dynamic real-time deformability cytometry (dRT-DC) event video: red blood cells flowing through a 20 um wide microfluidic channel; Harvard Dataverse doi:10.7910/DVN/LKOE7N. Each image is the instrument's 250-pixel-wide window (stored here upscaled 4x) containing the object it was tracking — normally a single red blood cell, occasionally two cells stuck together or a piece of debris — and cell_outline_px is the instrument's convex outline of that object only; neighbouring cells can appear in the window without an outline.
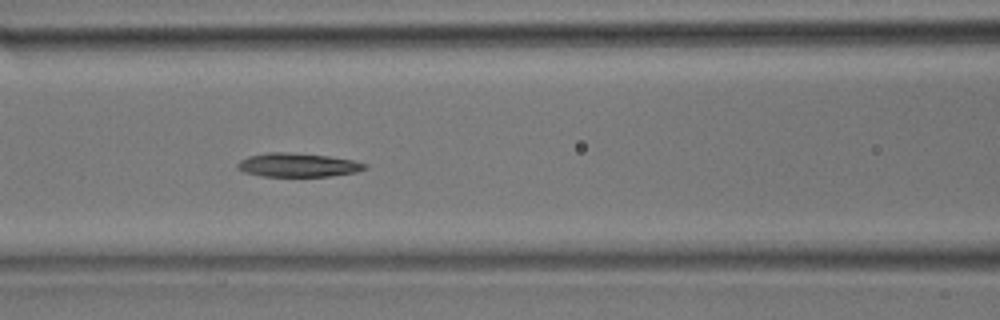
{"species": "common noctule bat (a hibernating species)", "species_latin": "Nyctalus noctula", "temperature_condition": "room temperature", "stored_images_in_passage": 30, "camera_frame_rate_fps": 3000, "um_per_image_px": 0.085, "animal": {"sex": "male", "body_mass_g": 17.9}, "frame": {"image": 1, "passage_image": 9, "time_ms": 2.667, "image_size_px": [1000, 320], "cell_outline_px": [[368, 168], [356, 172], [328, 176], [264, 176], [244, 172], [236, 168], [236, 164], [240, 160], [248, 156], [268, 152], [284, 152], [328, 156], [352, 160], [368, 164]], "centroid_in_image_um": [25.3, 14.02], "position_along_channel_um": 141.3, "area_um2": 17.57}}
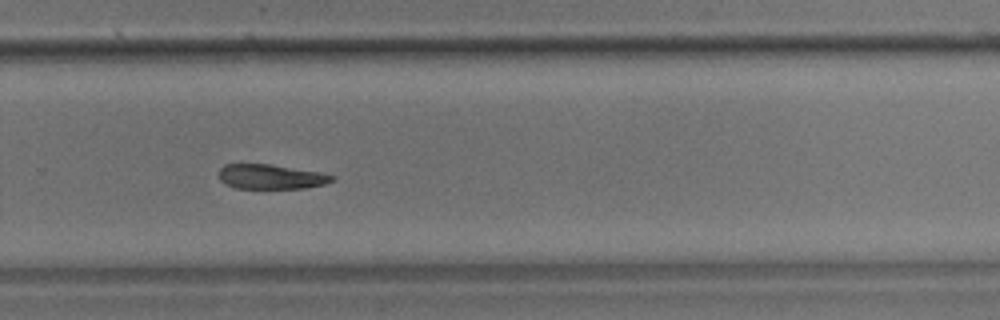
{"frame": {"image": 2, "passage_image": 18, "time_ms": 5.667, "image_size_px": [1000, 320], "cell_outline_px": [[336, 176], [332, 180], [324, 184], [304, 188], [236, 188], [224, 184], [220, 180], [220, 168], [224, 164], [240, 160], [268, 164], [320, 172]], "centroid_in_image_um": [22.92, 14.97], "position_along_channel_um": 306.9, "area_um2": 16.76}}